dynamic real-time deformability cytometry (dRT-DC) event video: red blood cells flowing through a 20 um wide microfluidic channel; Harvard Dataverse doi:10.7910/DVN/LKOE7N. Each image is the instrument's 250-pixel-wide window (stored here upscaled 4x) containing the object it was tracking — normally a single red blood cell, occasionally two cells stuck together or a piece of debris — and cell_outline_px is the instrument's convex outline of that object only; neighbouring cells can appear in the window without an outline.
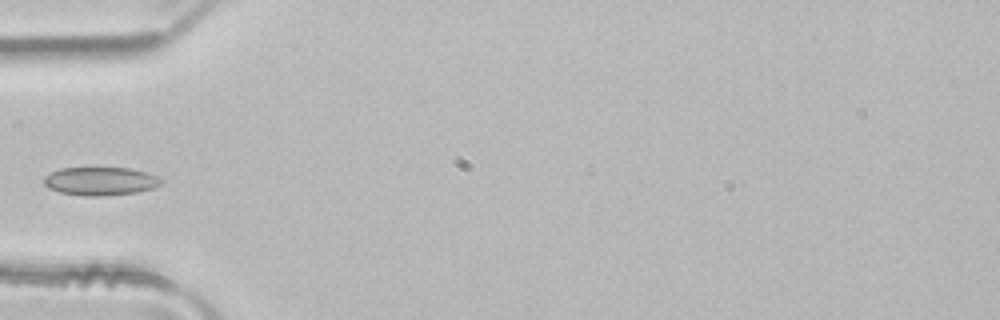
{"species": "common noctule bat (a hibernating species)", "species_latin": "Nyctalus noctula", "temperature_condition": "room temperature", "stored_images_in_passage": 2, "camera_frame_rate_fps": 3000, "um_per_image_px": 0.085, "animal": {"sex": "male", "body_mass_g": 21.5, "forearm_length_mm": 52.0}, "frame": {"image": 1, "passage_image": 1, "time_ms": 0.0, "image_size_px": [1000, 320], "cell_outline_px": [[164, 180], [160, 184], [152, 188], [136, 192], [104, 196], [84, 196], [60, 192], [48, 188], [44, 184], [44, 176], [60, 168], [128, 168], [144, 172], [156, 176]], "centroid_in_image_um": [8.5, 15.4], "position_along_channel_um": 76.5, "area_um2": 19.19}}
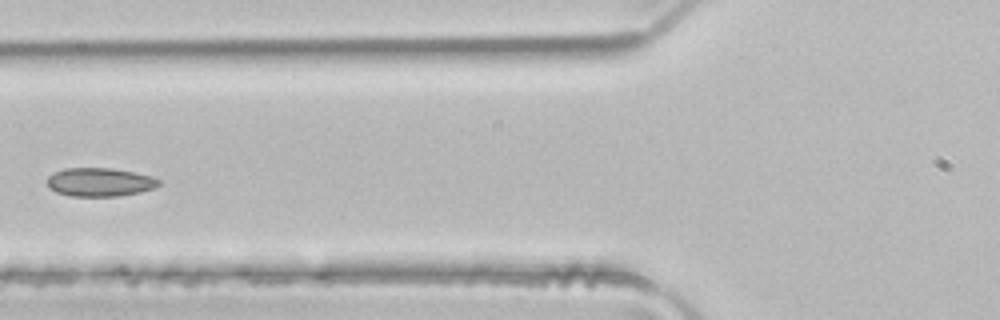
{"frame": {"image": 2, "passage_image": 2, "time_ms": 0.333, "image_size_px": [1000, 320], "cell_outline_px": [[160, 184], [152, 188], [140, 192], [120, 196], [72, 196], [56, 192], [48, 188], [48, 176], [52, 172], [64, 168], [112, 168], [152, 176], [160, 180]], "centroid_in_image_um": [8.45, 15.48], "position_along_channel_um": 117.3, "area_um2": 18.61}}